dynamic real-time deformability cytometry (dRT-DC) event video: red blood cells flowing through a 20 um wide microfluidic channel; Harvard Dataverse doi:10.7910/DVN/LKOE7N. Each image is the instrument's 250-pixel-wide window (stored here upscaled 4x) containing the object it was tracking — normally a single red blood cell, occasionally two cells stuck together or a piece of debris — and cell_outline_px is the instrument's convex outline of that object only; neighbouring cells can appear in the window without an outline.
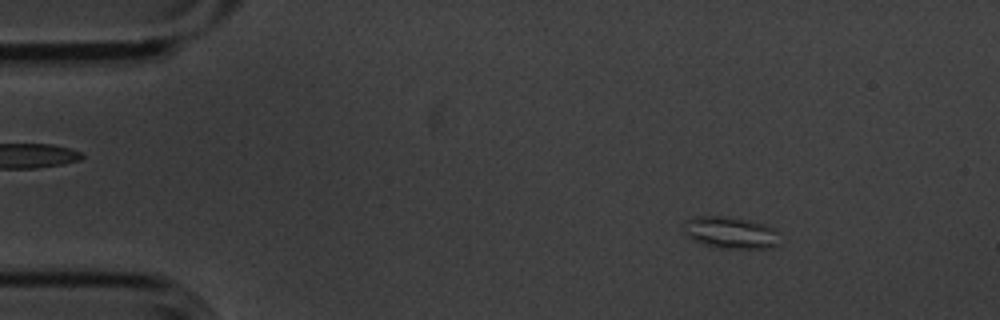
{"species": "common noctule bat (a hibernating species)", "species_latin": "Nyctalus noctula", "temperature_condition": "cold", "stored_images_in_passage": 10, "camera_frame_rate_fps": 3000, "um_per_image_px": 0.085, "animal": {"sex": "male", "body_mass_g": 20.1, "forearm_length_mm": 53.5}, "frame": {"image": 1, "passage_image": 1, "time_ms": 0.0, "image_size_px": [1000, 320], "cell_outline_px": [[776, 244], [768, 248], [716, 248], [704, 244], [688, 236], [688, 220], [700, 216], [728, 216], [748, 220], [764, 224], [772, 228]], "centroid_in_image_um": [62.1, 19.77], "position_along_channel_um": 22.9, "area_um2": 16.82}}
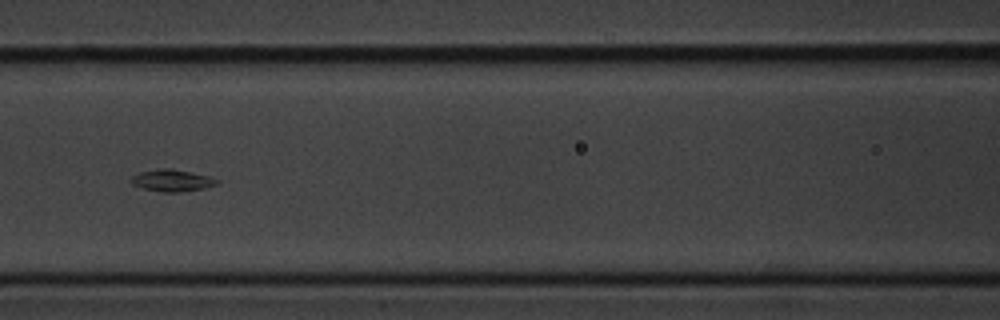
{"frame": {"image": 2, "passage_image": 6, "time_ms": 1.667, "image_size_px": [1000, 320], "cell_outline_px": [[220, 180], [216, 184], [204, 188], [180, 192], [164, 192], [144, 188], [132, 184], [128, 180], [132, 176], [140, 172], [160, 168], [172, 168], [208, 176]], "centroid_in_image_um": [14.6, 15.33], "position_along_channel_um": 152.0, "area_um2": 10.87}}
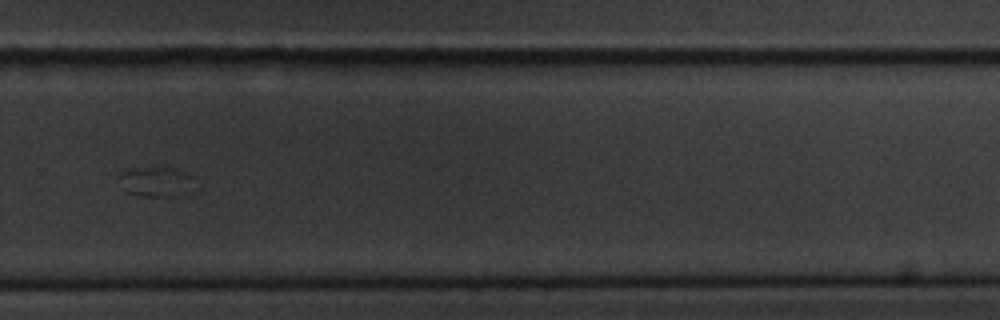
{"frame": {"image": 3, "passage_image": 10, "time_ms": 3.0, "image_size_px": [1000, 320], "cell_outline_px": [[192, 180], [168, 196], [140, 196], [128, 192], [120, 176], [124, 172], [136, 168], [176, 168], [192, 176]], "centroid_in_image_um": [13.15, 15.4], "position_along_channel_um": 316.7, "area_um2": 11.5}}